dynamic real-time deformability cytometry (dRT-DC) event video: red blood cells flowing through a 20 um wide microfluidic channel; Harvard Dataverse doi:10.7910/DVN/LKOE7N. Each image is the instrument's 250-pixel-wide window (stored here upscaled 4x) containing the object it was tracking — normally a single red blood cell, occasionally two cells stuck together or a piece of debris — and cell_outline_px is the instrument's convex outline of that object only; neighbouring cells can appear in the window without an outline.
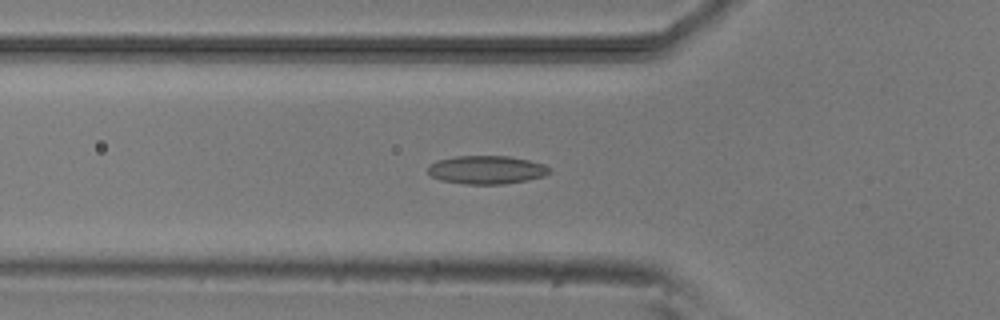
{"species": "common noctule bat (a hibernating species)", "species_latin": "Nyctalus noctula", "temperature_condition": "room temperature", "stored_images_in_passage": 5, "camera_frame_rate_fps": 3000, "um_per_image_px": 0.085, "animal": {"sex": "male", "body_mass_g": 20.5, "forearm_length_mm": 52.5}, "frame": {"image": 1, "passage_image": 5, "time_ms": 5.333, "image_size_px": [1000, 320], "cell_outline_px": [[552, 172], [544, 176], [528, 180], [504, 184], [464, 184], [440, 180], [432, 176], [428, 172], [428, 164], [436, 160], [456, 156], [508, 156], [528, 160], [544, 164], [552, 168]], "centroid_in_image_um": [41.37, 14.43], "position_along_channel_um": 84.4, "area_um2": 20.29}}